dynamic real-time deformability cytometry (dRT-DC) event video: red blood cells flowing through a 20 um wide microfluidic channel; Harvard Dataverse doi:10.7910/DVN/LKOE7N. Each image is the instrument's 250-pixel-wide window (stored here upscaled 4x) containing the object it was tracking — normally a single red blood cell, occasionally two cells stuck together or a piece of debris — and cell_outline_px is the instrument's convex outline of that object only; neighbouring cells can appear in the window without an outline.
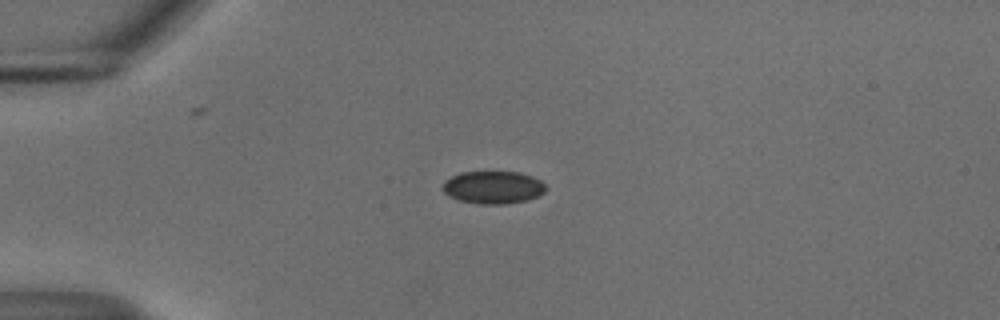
{"species": "common noctule bat (a hibernating species)", "species_latin": "Nyctalus noctula", "temperature_condition": "cold", "stored_images_in_passage": 42, "camera_frame_rate_fps": 3000, "um_per_image_px": 0.085, "animal": {"sex": "male", "body_mass_g": 18.8}, "frame": {"image": 1, "passage_image": 1, "time_ms": 0.0, "image_size_px": [1000, 320], "cell_outline_px": [[548, 188], [544, 192], [528, 200], [504, 204], [480, 204], [460, 200], [448, 196], [444, 192], [444, 180], [460, 172], [520, 172], [532, 176], [540, 180]], "centroid_in_image_um": [41.93, 15.92], "position_along_channel_um": 43.1, "area_um2": 19.59}}
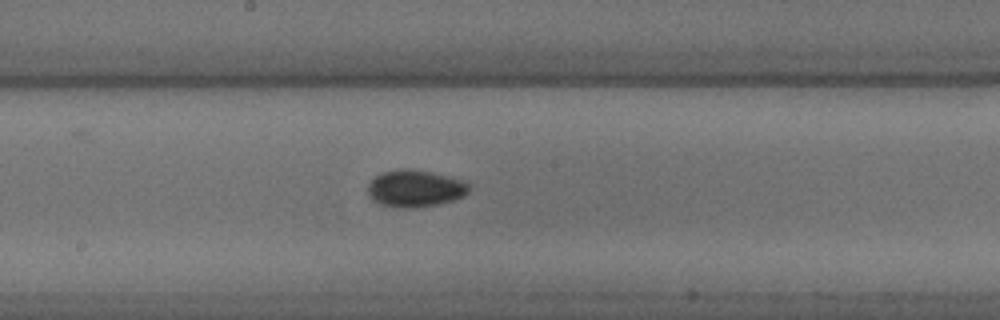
{"frame": {"image": 2, "passage_image": 17, "time_ms": 5.333, "image_size_px": [1000, 320], "cell_outline_px": [[472, 188], [464, 196], [440, 204], [416, 208], [396, 208], [380, 204], [372, 200], [368, 196], [368, 184], [376, 176], [384, 172], [396, 168], [408, 168], [432, 172], [460, 180], [468, 184]], "centroid_in_image_um": [35.26, 16.03], "position_along_channel_um": 212.9, "area_um2": 22.02}}
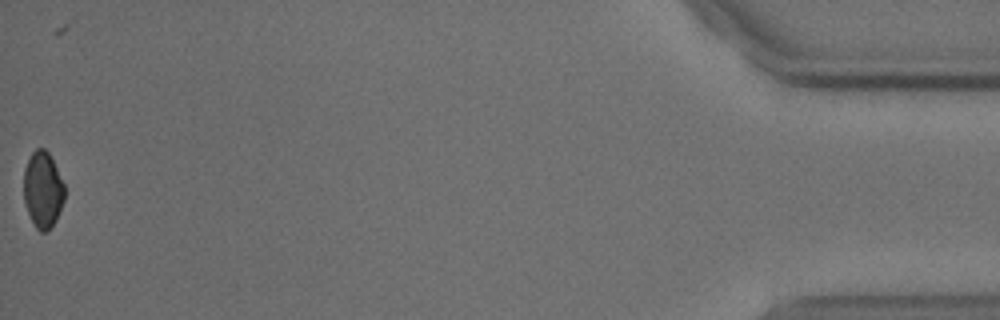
{"frame": {"image": 3, "passage_image": 42, "time_ms": 13.667, "image_size_px": [1000, 320], "cell_outline_px": [[64, 200], [56, 220], [48, 232], [40, 232], [36, 228], [28, 212], [24, 200], [24, 168], [32, 152], [36, 148], [44, 148], [48, 152], [64, 184]], "centroid_in_image_um": [3.64, 16.14], "position_along_channel_um": 431.6, "area_um2": 18.03}, "authors_computed_cell_mechanics": {"area_um2": 20.0277, "velocity_mm_per_s": 3.6998, "shape_relaxation_time_tau1_ms": 2.8107, "shape_relaxation_time_tau2_ms": 9.8511, "deformation_change_tau1": 0.0424, "deformation_change_tau2": 0.1004}}